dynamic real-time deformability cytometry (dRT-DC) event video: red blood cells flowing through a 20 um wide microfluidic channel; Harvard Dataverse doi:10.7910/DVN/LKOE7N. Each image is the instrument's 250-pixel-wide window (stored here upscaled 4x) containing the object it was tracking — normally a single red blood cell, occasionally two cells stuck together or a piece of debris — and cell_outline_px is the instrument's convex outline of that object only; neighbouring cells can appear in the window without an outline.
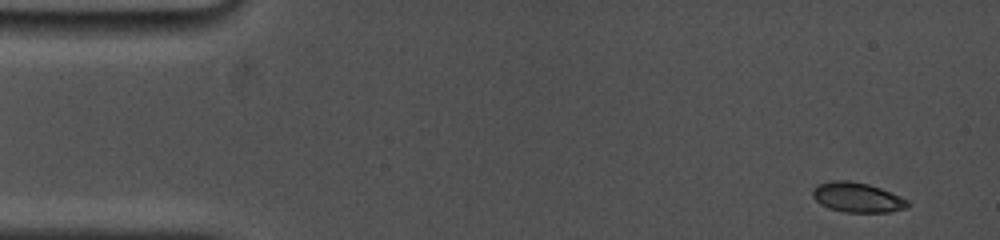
{"species": "common noctule bat (a hibernating species)", "species_latin": "Nyctalus noctula", "temperature_condition": "cold", "stored_images_in_passage": 9, "camera_frame_rate_fps": 5000, "um_per_image_px": 0.085, "animal": {"sex": "female", "body_mass_g": 19.0, "forearm_length_mm": 53.3}, "frame": {"image": 1, "passage_image": 2, "time_ms": 0.8, "image_size_px": [1000, 240], "cell_outline_px": [[912, 204], [908, 208], [888, 212], [844, 212], [828, 208], [820, 204], [812, 196], [812, 188], [816, 184], [832, 180], [848, 180], [868, 184], [880, 188], [900, 196], [908, 200]], "centroid_in_image_um": [72.86, 16.78], "position_along_channel_um": 12.1, "area_um2": 16.76}}
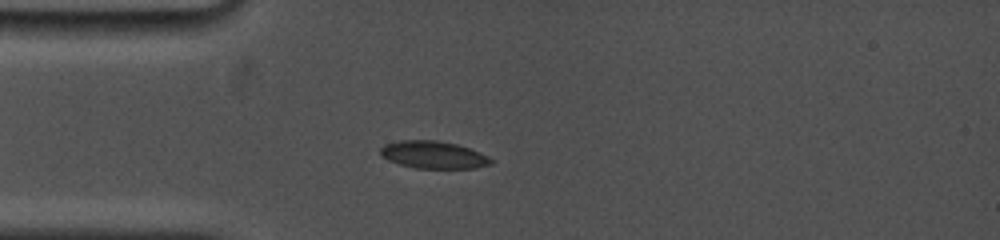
{"frame": {"image": 2, "passage_image": 7, "time_ms": 4.4, "image_size_px": [1000, 240], "cell_outline_px": [[492, 164], [476, 168], [416, 168], [400, 164], [388, 160], [380, 156], [380, 148], [384, 144], [400, 140], [436, 140], [456, 144], [468, 148], [488, 156], [492, 160]], "centroid_in_image_um": [36.81, 13.16], "position_along_channel_um": 48.2, "area_um2": 17.63}}